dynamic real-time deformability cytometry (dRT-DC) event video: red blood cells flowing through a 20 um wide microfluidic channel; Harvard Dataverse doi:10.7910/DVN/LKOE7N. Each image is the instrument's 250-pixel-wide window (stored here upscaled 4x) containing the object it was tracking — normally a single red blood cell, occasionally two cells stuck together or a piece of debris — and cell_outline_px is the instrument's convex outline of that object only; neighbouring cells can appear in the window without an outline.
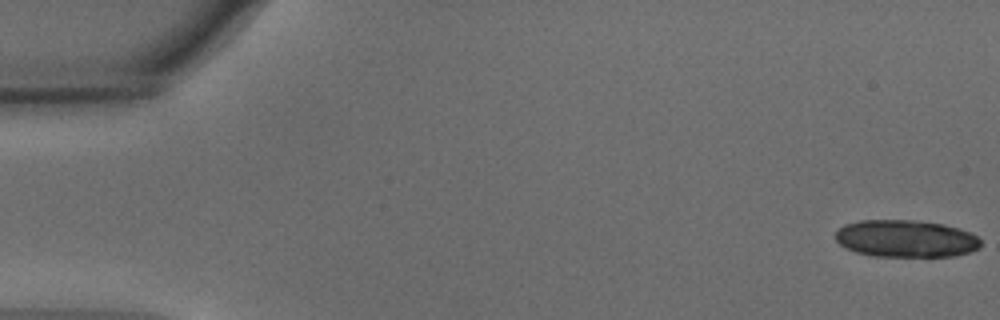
{"species": "common noctule bat (a hibernating species)", "species_latin": "Nyctalus noctula", "temperature_condition": "warm", "stored_images_in_passage": 54, "camera_frame_rate_fps": 3000, "um_per_image_px": 0.085, "animal": {"sex": "male", "body_mass_g": 15.6}, "frame": {"image": 1, "passage_image": 1, "time_ms": 0.0, "image_size_px": [1000, 320], "cell_outline_px": [[980, 248], [972, 252], [956, 256], [872, 256], [856, 252], [844, 248], [836, 240], [836, 232], [844, 224], [860, 220], [912, 220], [944, 224], [960, 228], [976, 236], [980, 240]], "centroid_in_image_um": [77.0, 20.28], "position_along_channel_um": 8.0, "area_um2": 31.67}}
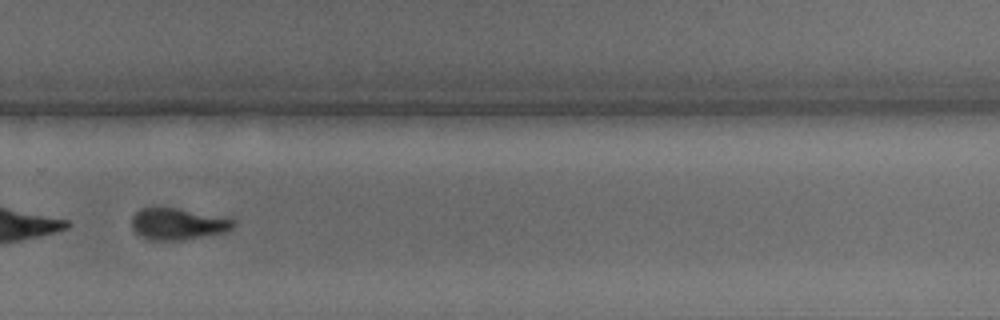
{"frame": {"image": 2, "passage_image": 38, "time_ms": 12.333, "image_size_px": [1000, 320], "cell_outline_px": [[236, 224], [228, 232], [184, 240], [148, 240], [140, 236], [132, 228], [132, 216], [140, 208], [152, 204], [228, 216], [236, 220]], "centroid_in_image_um": [15.15, 18.99], "position_along_channel_um": 314.7, "area_um2": 19.77}, "authors_computed_cell_mechanics": {"area_um2": 21.1837, "velocity_mm_per_s": 3.7391, "shape_relaxation_time_tau1_ms": 2.0157, "shape_relaxation_time_tau2_ms": 4.579, "deformation_change_tau1": 0.1397, "deformation_change_tau2": 0.0959}}